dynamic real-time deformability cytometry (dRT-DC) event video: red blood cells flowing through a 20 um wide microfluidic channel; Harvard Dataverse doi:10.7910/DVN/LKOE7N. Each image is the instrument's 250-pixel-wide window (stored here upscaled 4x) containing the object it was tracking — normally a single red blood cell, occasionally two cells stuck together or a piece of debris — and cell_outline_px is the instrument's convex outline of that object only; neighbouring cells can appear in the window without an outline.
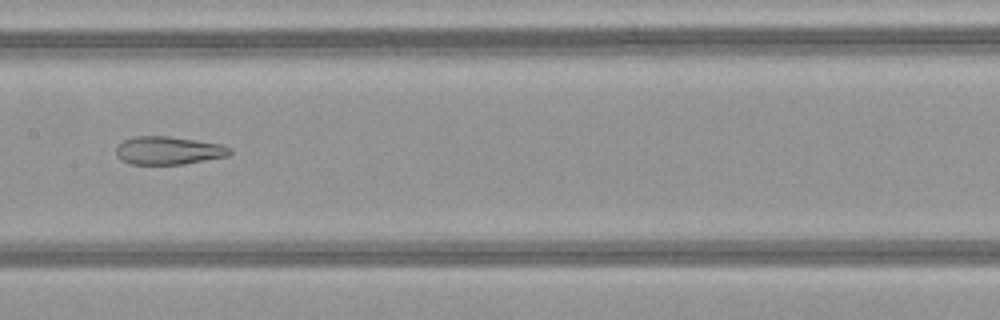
{"species": "common noctule bat (a hibernating species)", "species_latin": "Nyctalus noctula", "temperature_condition": "warm", "stored_images_in_passage": 48, "camera_frame_rate_fps": 3000, "um_per_image_px": 0.085, "animal": {"sex": "female", "body_mass_g": 21.9}, "frame": {"image": 1, "passage_image": 24, "time_ms": 7.667, "image_size_px": [1000, 320], "cell_outline_px": [[232, 152], [228, 156], [184, 164], [128, 164], [120, 160], [116, 156], [116, 148], [124, 140], [136, 136], [168, 136], [196, 140], [220, 144], [232, 148]], "centroid_in_image_um": [14.31, 12.8], "position_along_channel_um": 193.1, "area_um2": 18.67}}
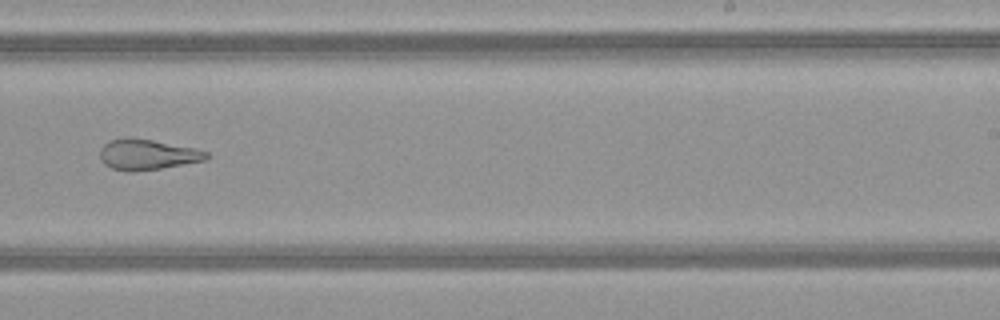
{"frame": {"image": 2, "passage_image": 30, "time_ms": 9.667, "image_size_px": [1000, 320], "cell_outline_px": [[208, 156], [204, 160], [160, 168], [132, 172], [128, 172], [112, 168], [104, 164], [100, 160], [100, 148], [108, 140], [128, 136], [132, 136], [192, 148], [208, 152]], "centroid_in_image_um": [12.43, 13.12], "position_along_channel_um": 276.6, "area_um2": 18.9}}
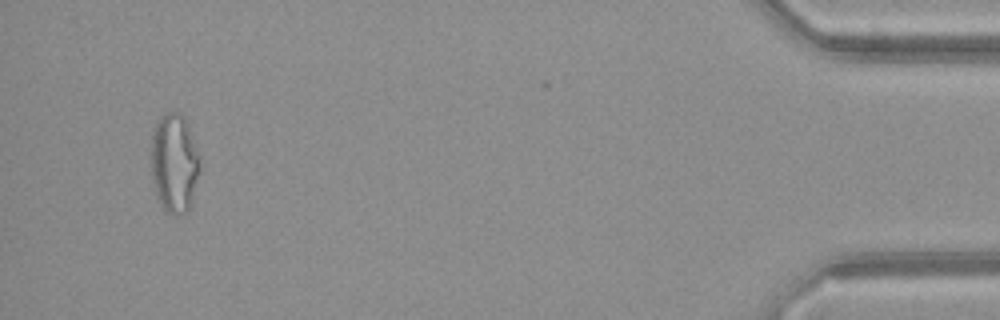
{"frame": {"image": 3, "passage_image": 46, "time_ms": 15.0, "image_size_px": [1000, 320], "cell_outline_px": [[200, 172], [188, 208], [180, 216], [176, 216], [168, 212], [160, 204], [156, 192], [152, 176], [152, 132], [160, 116], [168, 112], [180, 112], [184, 116], [188, 124], [200, 160]], "centroid_in_image_um": [14.82, 13.83], "position_along_channel_um": 420.4, "area_um2": 27.86}, "authors_computed_cell_mechanics": {"area_um2": 24.7962, "velocity_mm_per_s": 4.1889, "shape_relaxation_time_tau1_ms": null, "shape_relaxation_time_tau2_ms": 2.4712, "deformation_change_tau1": null, "deformation_change_tau2": 0.1277}}